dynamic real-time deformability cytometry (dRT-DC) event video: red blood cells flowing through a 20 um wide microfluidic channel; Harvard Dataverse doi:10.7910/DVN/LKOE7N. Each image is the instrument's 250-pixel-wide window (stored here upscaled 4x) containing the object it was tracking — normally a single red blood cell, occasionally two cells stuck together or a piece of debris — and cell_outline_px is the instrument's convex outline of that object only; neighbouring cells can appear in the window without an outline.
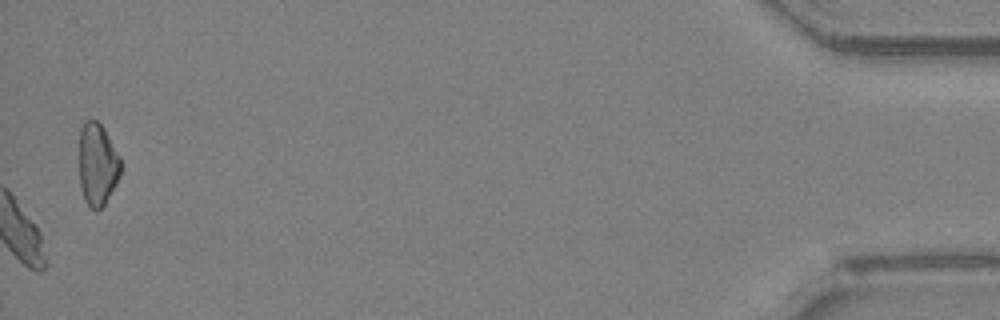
{"species": "Egyptian fruit bat (a non-hibernating species)", "species_latin": "Rousettus aegyptiacus", "temperature_condition": "room temperature", "stored_images_in_passage": 49, "camera_frame_rate_fps": 3000, "um_per_image_px": 0.085, "animal": {"sex": "female"}, "frame": {"image": 1, "passage_image": 49, "time_ms": 16.0, "image_size_px": [1000, 320], "cell_outline_px": [[120, 176], [116, 184], [104, 204], [96, 212], [84, 200], [80, 184], [80, 128], [84, 120], [96, 120], [104, 128], [120, 156]], "centroid_in_image_um": [8.28, 13.96], "position_along_channel_um": 426.9, "area_um2": 19.88}}